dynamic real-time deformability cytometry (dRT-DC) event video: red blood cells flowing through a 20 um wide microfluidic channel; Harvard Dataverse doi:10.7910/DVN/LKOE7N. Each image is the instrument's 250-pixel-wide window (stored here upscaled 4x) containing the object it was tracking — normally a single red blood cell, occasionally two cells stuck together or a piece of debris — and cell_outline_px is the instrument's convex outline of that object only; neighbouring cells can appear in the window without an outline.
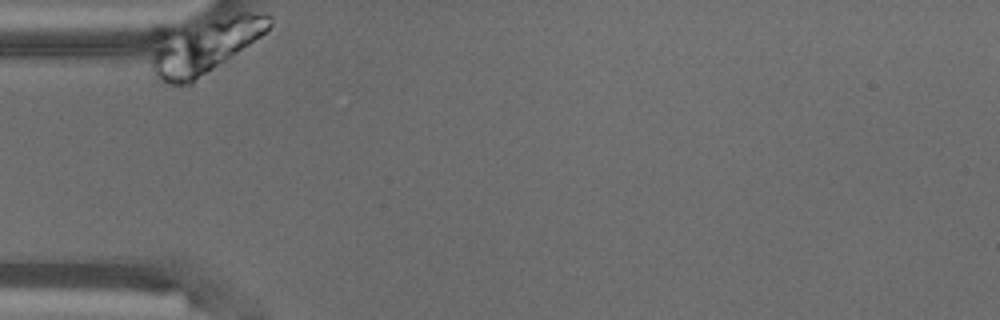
{"species": "common noctule bat (a hibernating species)", "species_latin": "Nyctalus noctula", "temperature_condition": "warm", "stored_images_in_passage": 28, "camera_frame_rate_fps": 3000, "um_per_image_px": 0.085, "animal": {"sex": "male", "body_mass_g": 18.8}, "frame": {"image": 1, "passage_image": 1, "time_ms": 0.0, "image_size_px": [1000, 320], "cell_outline_px": [[272, 24], [260, 36], [192, 84], [172, 84], [164, 80], [152, 68], [152, 56], [164, 36], [184, 28], [236, 12], [264, 12], [272, 16]], "centroid_in_image_um": [17.54, 3.89], "position_along_channel_um": 67.5, "area_um2": 36.01}}
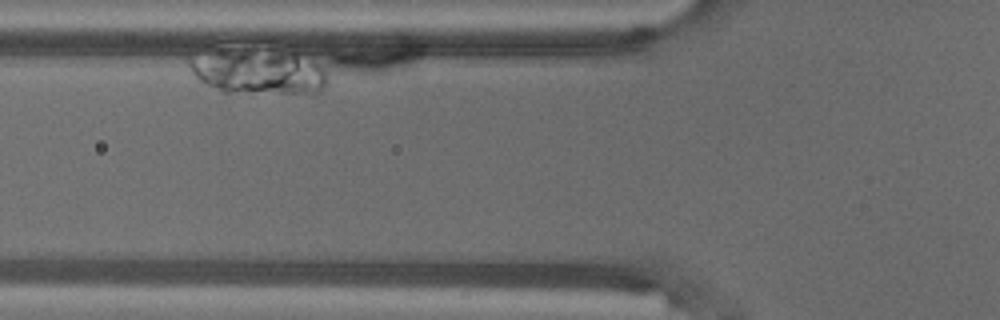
{"frame": {"image": 2, "passage_image": 13, "time_ms": 4.0, "image_size_px": [1000, 320], "cell_outline_px": [[328, 84], [316, 96], [312, 96], [224, 92], [200, 80], [192, 72], [188, 64], [188, 60], [220, 40], [272, 40], [316, 56], [328, 72]], "centroid_in_image_um": [22.07, 5.82], "position_along_channel_um": 103.7, "area_um2": 44.22}}
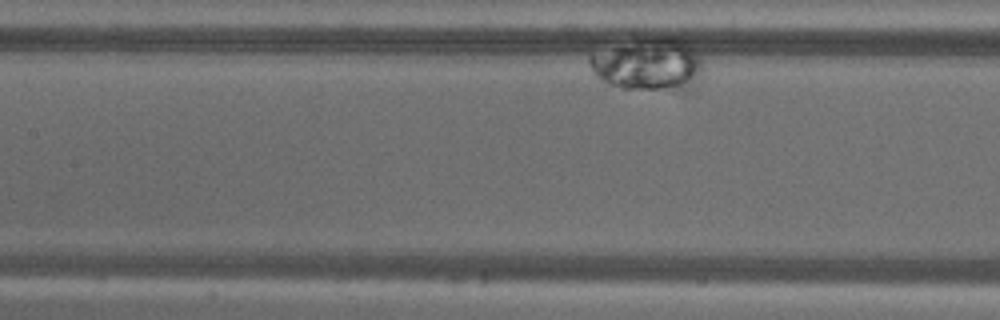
{"frame": {"image": 3, "passage_image": 24, "time_ms": 7.667, "image_size_px": [1000, 320], "cell_outline_px": [[704, 72], [696, 84], [684, 88], [624, 88], [600, 80], [592, 72], [588, 60], [588, 56], [640, 40], [668, 36], [680, 36], [700, 60], [704, 68]], "centroid_in_image_um": [55.16, 5.48], "position_along_channel_um": 152.2, "area_um2": 33.35}}